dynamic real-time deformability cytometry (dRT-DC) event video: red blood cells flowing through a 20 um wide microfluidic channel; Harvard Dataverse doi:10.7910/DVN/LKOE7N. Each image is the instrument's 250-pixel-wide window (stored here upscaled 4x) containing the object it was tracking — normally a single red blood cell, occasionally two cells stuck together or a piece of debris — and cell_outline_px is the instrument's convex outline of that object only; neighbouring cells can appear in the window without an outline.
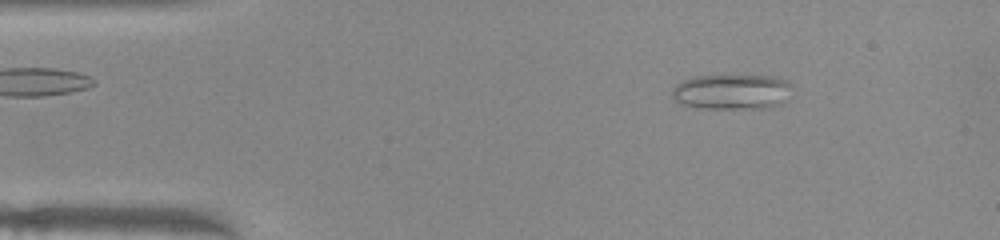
{"species": "common noctule bat (a hibernating species)", "species_latin": "Nyctalus noctula", "temperature_condition": "warm", "stored_images_in_passage": 50, "camera_frame_rate_fps": 3000, "um_per_image_px": 0.085, "animal": {"sex": "female", "body_mass_g": 22.0, "forearm_length_mm": 56.7}, "frame": {"image": 1, "passage_image": 7, "time_ms": 2.0, "image_size_px": [1000, 240], "cell_outline_px": [[792, 84], [788, 100], [780, 104], [764, 108], [700, 108], [680, 104], [672, 96], [672, 88], [676, 84], [692, 76], [776, 76], [788, 80]], "centroid_in_image_um": [62.24, 7.8], "position_along_channel_um": 22.8, "area_um2": 24.85}}
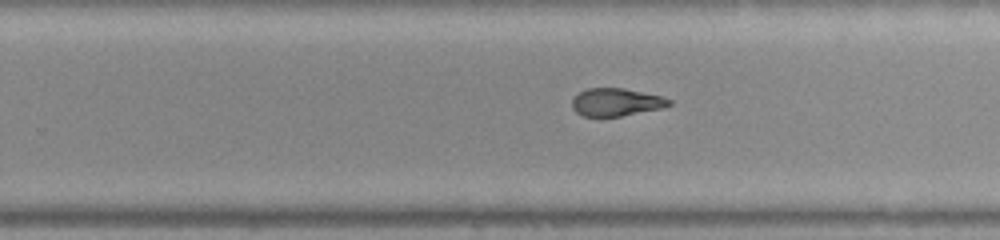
{"frame": {"image": 2, "passage_image": 31, "time_ms": 10.0, "image_size_px": [1000, 240], "cell_outline_px": [[672, 104], [664, 108], [620, 116], [584, 116], [576, 112], [572, 108], [572, 100], [580, 92], [588, 88], [624, 88], [660, 96], [672, 100]], "centroid_in_image_um": [52.39, 8.68], "position_along_channel_um": 277.4, "area_um2": 15.61}}
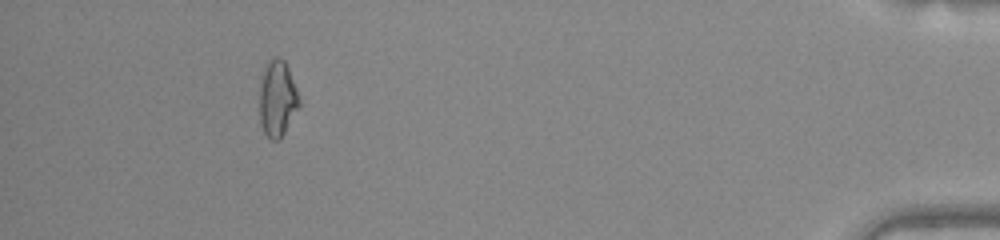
{"frame": {"image": 3, "passage_image": 46, "time_ms": 15.0, "image_size_px": [1000, 240], "cell_outline_px": [[300, 104], [280, 140], [272, 140], [264, 132], [260, 124], [260, 76], [264, 64], [268, 60], [276, 56], [284, 60], [288, 68], [296, 88], [300, 100]], "centroid_in_image_um": [23.55, 8.34], "position_along_channel_um": 411.6, "area_um2": 17.69}, "authors_computed_cell_mechanics": {"area_um2": 17.6001, "velocity_mm_per_s": 4.0183, "shape_relaxation_time_tau1_ms": null, "shape_relaxation_time_tau2_ms": 1.9816, "deformation_change_tau1": null, "deformation_change_tau2": 0.1027}}